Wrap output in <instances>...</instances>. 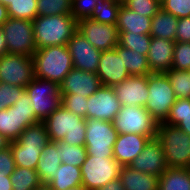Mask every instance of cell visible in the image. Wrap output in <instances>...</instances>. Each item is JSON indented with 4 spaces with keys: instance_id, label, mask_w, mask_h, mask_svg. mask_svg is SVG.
Returning a JSON list of instances; mask_svg holds the SVG:
<instances>
[{
    "instance_id": "ba28073f",
    "label": "cell",
    "mask_w": 190,
    "mask_h": 190,
    "mask_svg": "<svg viewBox=\"0 0 190 190\" xmlns=\"http://www.w3.org/2000/svg\"><path fill=\"white\" fill-rule=\"evenodd\" d=\"M113 125L118 134L134 133L155 139L159 124L145 107L126 105L121 106Z\"/></svg>"
},
{
    "instance_id": "d590c367",
    "label": "cell",
    "mask_w": 190,
    "mask_h": 190,
    "mask_svg": "<svg viewBox=\"0 0 190 190\" xmlns=\"http://www.w3.org/2000/svg\"><path fill=\"white\" fill-rule=\"evenodd\" d=\"M118 44L138 54L147 56L151 36L148 34H119Z\"/></svg>"
},
{
    "instance_id": "60d3db41",
    "label": "cell",
    "mask_w": 190,
    "mask_h": 190,
    "mask_svg": "<svg viewBox=\"0 0 190 190\" xmlns=\"http://www.w3.org/2000/svg\"><path fill=\"white\" fill-rule=\"evenodd\" d=\"M24 91V87L0 83V110L11 107L21 98Z\"/></svg>"
},
{
    "instance_id": "bcb514c9",
    "label": "cell",
    "mask_w": 190,
    "mask_h": 190,
    "mask_svg": "<svg viewBox=\"0 0 190 190\" xmlns=\"http://www.w3.org/2000/svg\"><path fill=\"white\" fill-rule=\"evenodd\" d=\"M95 190H125L124 186L119 178L111 180L109 183L104 185L101 188H97Z\"/></svg>"
},
{
    "instance_id": "d6986e66",
    "label": "cell",
    "mask_w": 190,
    "mask_h": 190,
    "mask_svg": "<svg viewBox=\"0 0 190 190\" xmlns=\"http://www.w3.org/2000/svg\"><path fill=\"white\" fill-rule=\"evenodd\" d=\"M121 106L145 107L148 102L147 76H129L120 84L113 86Z\"/></svg>"
},
{
    "instance_id": "2e32d148",
    "label": "cell",
    "mask_w": 190,
    "mask_h": 190,
    "mask_svg": "<svg viewBox=\"0 0 190 190\" xmlns=\"http://www.w3.org/2000/svg\"><path fill=\"white\" fill-rule=\"evenodd\" d=\"M67 47L74 68L97 73L102 51L92 46L78 31L69 39Z\"/></svg>"
},
{
    "instance_id": "ffe728a7",
    "label": "cell",
    "mask_w": 190,
    "mask_h": 190,
    "mask_svg": "<svg viewBox=\"0 0 190 190\" xmlns=\"http://www.w3.org/2000/svg\"><path fill=\"white\" fill-rule=\"evenodd\" d=\"M96 74L102 85L111 87L130 76L124 66L123 55H119L115 49L102 51Z\"/></svg>"
},
{
    "instance_id": "4fadbf2b",
    "label": "cell",
    "mask_w": 190,
    "mask_h": 190,
    "mask_svg": "<svg viewBox=\"0 0 190 190\" xmlns=\"http://www.w3.org/2000/svg\"><path fill=\"white\" fill-rule=\"evenodd\" d=\"M34 77L32 57L10 53L0 57V83L25 88Z\"/></svg>"
},
{
    "instance_id": "f546056e",
    "label": "cell",
    "mask_w": 190,
    "mask_h": 190,
    "mask_svg": "<svg viewBox=\"0 0 190 190\" xmlns=\"http://www.w3.org/2000/svg\"><path fill=\"white\" fill-rule=\"evenodd\" d=\"M164 123L177 125L182 131L190 135V99H176Z\"/></svg>"
},
{
    "instance_id": "ee69618b",
    "label": "cell",
    "mask_w": 190,
    "mask_h": 190,
    "mask_svg": "<svg viewBox=\"0 0 190 190\" xmlns=\"http://www.w3.org/2000/svg\"><path fill=\"white\" fill-rule=\"evenodd\" d=\"M15 167L16 165L10 146L0 150V175L11 176Z\"/></svg>"
},
{
    "instance_id": "f35d334b",
    "label": "cell",
    "mask_w": 190,
    "mask_h": 190,
    "mask_svg": "<svg viewBox=\"0 0 190 190\" xmlns=\"http://www.w3.org/2000/svg\"><path fill=\"white\" fill-rule=\"evenodd\" d=\"M172 69L190 70V43L176 42L174 46Z\"/></svg>"
},
{
    "instance_id": "4316f807",
    "label": "cell",
    "mask_w": 190,
    "mask_h": 190,
    "mask_svg": "<svg viewBox=\"0 0 190 190\" xmlns=\"http://www.w3.org/2000/svg\"><path fill=\"white\" fill-rule=\"evenodd\" d=\"M52 190H66L80 187L82 185V174L80 167L61 163L54 173V178L47 183Z\"/></svg>"
},
{
    "instance_id": "ac0fdd59",
    "label": "cell",
    "mask_w": 190,
    "mask_h": 190,
    "mask_svg": "<svg viewBox=\"0 0 190 190\" xmlns=\"http://www.w3.org/2000/svg\"><path fill=\"white\" fill-rule=\"evenodd\" d=\"M102 86L96 73L72 68L60 84L61 95L76 94L90 97Z\"/></svg>"
},
{
    "instance_id": "f5cc1de1",
    "label": "cell",
    "mask_w": 190,
    "mask_h": 190,
    "mask_svg": "<svg viewBox=\"0 0 190 190\" xmlns=\"http://www.w3.org/2000/svg\"><path fill=\"white\" fill-rule=\"evenodd\" d=\"M0 3L8 7L10 5V0H0Z\"/></svg>"
},
{
    "instance_id": "30bf717a",
    "label": "cell",
    "mask_w": 190,
    "mask_h": 190,
    "mask_svg": "<svg viewBox=\"0 0 190 190\" xmlns=\"http://www.w3.org/2000/svg\"><path fill=\"white\" fill-rule=\"evenodd\" d=\"M85 144L88 155L113 157V146L118 132L113 122L101 119H86Z\"/></svg>"
},
{
    "instance_id": "3957f363",
    "label": "cell",
    "mask_w": 190,
    "mask_h": 190,
    "mask_svg": "<svg viewBox=\"0 0 190 190\" xmlns=\"http://www.w3.org/2000/svg\"><path fill=\"white\" fill-rule=\"evenodd\" d=\"M49 141L43 122L25 128L17 140L10 142L15 165L36 170L42 150Z\"/></svg>"
},
{
    "instance_id": "8fae6325",
    "label": "cell",
    "mask_w": 190,
    "mask_h": 190,
    "mask_svg": "<svg viewBox=\"0 0 190 190\" xmlns=\"http://www.w3.org/2000/svg\"><path fill=\"white\" fill-rule=\"evenodd\" d=\"M122 165L114 157H95L87 154L81 165L82 186L86 190L101 188L119 178Z\"/></svg>"
},
{
    "instance_id": "83f0119b",
    "label": "cell",
    "mask_w": 190,
    "mask_h": 190,
    "mask_svg": "<svg viewBox=\"0 0 190 190\" xmlns=\"http://www.w3.org/2000/svg\"><path fill=\"white\" fill-rule=\"evenodd\" d=\"M158 190H190L188 168L168 167L159 177Z\"/></svg>"
},
{
    "instance_id": "816d5d0a",
    "label": "cell",
    "mask_w": 190,
    "mask_h": 190,
    "mask_svg": "<svg viewBox=\"0 0 190 190\" xmlns=\"http://www.w3.org/2000/svg\"><path fill=\"white\" fill-rule=\"evenodd\" d=\"M34 190H52V188L47 183H41Z\"/></svg>"
},
{
    "instance_id": "484cf974",
    "label": "cell",
    "mask_w": 190,
    "mask_h": 190,
    "mask_svg": "<svg viewBox=\"0 0 190 190\" xmlns=\"http://www.w3.org/2000/svg\"><path fill=\"white\" fill-rule=\"evenodd\" d=\"M178 18L160 8L151 20L150 36L176 42Z\"/></svg>"
},
{
    "instance_id": "52a82bcc",
    "label": "cell",
    "mask_w": 190,
    "mask_h": 190,
    "mask_svg": "<svg viewBox=\"0 0 190 190\" xmlns=\"http://www.w3.org/2000/svg\"><path fill=\"white\" fill-rule=\"evenodd\" d=\"M147 86L149 96L145 108L158 124L164 123L176 101L169 78L166 73H151L147 76Z\"/></svg>"
},
{
    "instance_id": "f1b7e54d",
    "label": "cell",
    "mask_w": 190,
    "mask_h": 190,
    "mask_svg": "<svg viewBox=\"0 0 190 190\" xmlns=\"http://www.w3.org/2000/svg\"><path fill=\"white\" fill-rule=\"evenodd\" d=\"M115 50L119 55H123L124 66L131 76H148L152 73L146 55L138 54L119 44Z\"/></svg>"
},
{
    "instance_id": "7bdbcfd3",
    "label": "cell",
    "mask_w": 190,
    "mask_h": 190,
    "mask_svg": "<svg viewBox=\"0 0 190 190\" xmlns=\"http://www.w3.org/2000/svg\"><path fill=\"white\" fill-rule=\"evenodd\" d=\"M98 1L105 0H74L71 4V15L77 21L90 18Z\"/></svg>"
},
{
    "instance_id": "9c48e42d",
    "label": "cell",
    "mask_w": 190,
    "mask_h": 190,
    "mask_svg": "<svg viewBox=\"0 0 190 190\" xmlns=\"http://www.w3.org/2000/svg\"><path fill=\"white\" fill-rule=\"evenodd\" d=\"M25 91L40 122L61 105L60 85L55 82L34 77L25 87Z\"/></svg>"
},
{
    "instance_id": "7402d4cb",
    "label": "cell",
    "mask_w": 190,
    "mask_h": 190,
    "mask_svg": "<svg viewBox=\"0 0 190 190\" xmlns=\"http://www.w3.org/2000/svg\"><path fill=\"white\" fill-rule=\"evenodd\" d=\"M174 41L151 37L147 61L152 73H165L172 69Z\"/></svg>"
},
{
    "instance_id": "f907efd6",
    "label": "cell",
    "mask_w": 190,
    "mask_h": 190,
    "mask_svg": "<svg viewBox=\"0 0 190 190\" xmlns=\"http://www.w3.org/2000/svg\"><path fill=\"white\" fill-rule=\"evenodd\" d=\"M10 146V140H8L5 136L0 134V150H3Z\"/></svg>"
},
{
    "instance_id": "8d00e7d4",
    "label": "cell",
    "mask_w": 190,
    "mask_h": 190,
    "mask_svg": "<svg viewBox=\"0 0 190 190\" xmlns=\"http://www.w3.org/2000/svg\"><path fill=\"white\" fill-rule=\"evenodd\" d=\"M70 0H37V16L71 15Z\"/></svg>"
},
{
    "instance_id": "e575fe53",
    "label": "cell",
    "mask_w": 190,
    "mask_h": 190,
    "mask_svg": "<svg viewBox=\"0 0 190 190\" xmlns=\"http://www.w3.org/2000/svg\"><path fill=\"white\" fill-rule=\"evenodd\" d=\"M7 9L11 18L33 21L37 17V0H10Z\"/></svg>"
},
{
    "instance_id": "db71d44e",
    "label": "cell",
    "mask_w": 190,
    "mask_h": 190,
    "mask_svg": "<svg viewBox=\"0 0 190 190\" xmlns=\"http://www.w3.org/2000/svg\"><path fill=\"white\" fill-rule=\"evenodd\" d=\"M66 190H86L84 186H80V187H75V188H70V189H66Z\"/></svg>"
},
{
    "instance_id": "277c9868",
    "label": "cell",
    "mask_w": 190,
    "mask_h": 190,
    "mask_svg": "<svg viewBox=\"0 0 190 190\" xmlns=\"http://www.w3.org/2000/svg\"><path fill=\"white\" fill-rule=\"evenodd\" d=\"M50 141H61L69 145H84L86 119L75 115L60 105L44 121Z\"/></svg>"
},
{
    "instance_id": "f6af8a7d",
    "label": "cell",
    "mask_w": 190,
    "mask_h": 190,
    "mask_svg": "<svg viewBox=\"0 0 190 190\" xmlns=\"http://www.w3.org/2000/svg\"><path fill=\"white\" fill-rule=\"evenodd\" d=\"M176 42L190 43V17L178 19Z\"/></svg>"
},
{
    "instance_id": "d4e9b609",
    "label": "cell",
    "mask_w": 190,
    "mask_h": 190,
    "mask_svg": "<svg viewBox=\"0 0 190 190\" xmlns=\"http://www.w3.org/2000/svg\"><path fill=\"white\" fill-rule=\"evenodd\" d=\"M59 151H57V142L49 141L41 153L36 171L42 183H48L54 178V173L61 165Z\"/></svg>"
},
{
    "instance_id": "74e56055",
    "label": "cell",
    "mask_w": 190,
    "mask_h": 190,
    "mask_svg": "<svg viewBox=\"0 0 190 190\" xmlns=\"http://www.w3.org/2000/svg\"><path fill=\"white\" fill-rule=\"evenodd\" d=\"M122 3L136 14L150 18H153L161 8L159 0H124Z\"/></svg>"
},
{
    "instance_id": "1f68e13d",
    "label": "cell",
    "mask_w": 190,
    "mask_h": 190,
    "mask_svg": "<svg viewBox=\"0 0 190 190\" xmlns=\"http://www.w3.org/2000/svg\"><path fill=\"white\" fill-rule=\"evenodd\" d=\"M121 5L120 0L98 1L90 18L103 24L116 25Z\"/></svg>"
},
{
    "instance_id": "ab89813d",
    "label": "cell",
    "mask_w": 190,
    "mask_h": 190,
    "mask_svg": "<svg viewBox=\"0 0 190 190\" xmlns=\"http://www.w3.org/2000/svg\"><path fill=\"white\" fill-rule=\"evenodd\" d=\"M87 98L76 94L61 95V105L75 115L86 119L88 108Z\"/></svg>"
},
{
    "instance_id": "836d02e7",
    "label": "cell",
    "mask_w": 190,
    "mask_h": 190,
    "mask_svg": "<svg viewBox=\"0 0 190 190\" xmlns=\"http://www.w3.org/2000/svg\"><path fill=\"white\" fill-rule=\"evenodd\" d=\"M165 73L169 78L176 99H190V72L170 69Z\"/></svg>"
},
{
    "instance_id": "44dd1931",
    "label": "cell",
    "mask_w": 190,
    "mask_h": 190,
    "mask_svg": "<svg viewBox=\"0 0 190 190\" xmlns=\"http://www.w3.org/2000/svg\"><path fill=\"white\" fill-rule=\"evenodd\" d=\"M150 140L147 136L134 133L118 134L113 146V157L122 166H129Z\"/></svg>"
},
{
    "instance_id": "4dcf8cb0",
    "label": "cell",
    "mask_w": 190,
    "mask_h": 190,
    "mask_svg": "<svg viewBox=\"0 0 190 190\" xmlns=\"http://www.w3.org/2000/svg\"><path fill=\"white\" fill-rule=\"evenodd\" d=\"M10 181L12 190H34L42 183L35 169L18 166L11 174Z\"/></svg>"
},
{
    "instance_id": "e0dca14e",
    "label": "cell",
    "mask_w": 190,
    "mask_h": 190,
    "mask_svg": "<svg viewBox=\"0 0 190 190\" xmlns=\"http://www.w3.org/2000/svg\"><path fill=\"white\" fill-rule=\"evenodd\" d=\"M133 170L160 177L168 166L162 144L157 138L151 139L142 152L130 163Z\"/></svg>"
},
{
    "instance_id": "d6a6232c",
    "label": "cell",
    "mask_w": 190,
    "mask_h": 190,
    "mask_svg": "<svg viewBox=\"0 0 190 190\" xmlns=\"http://www.w3.org/2000/svg\"><path fill=\"white\" fill-rule=\"evenodd\" d=\"M57 151H59V158L62 163L71 164L75 167H81L87 157L84 145H69L68 143L57 141Z\"/></svg>"
},
{
    "instance_id": "7a4b0ae2",
    "label": "cell",
    "mask_w": 190,
    "mask_h": 190,
    "mask_svg": "<svg viewBox=\"0 0 190 190\" xmlns=\"http://www.w3.org/2000/svg\"><path fill=\"white\" fill-rule=\"evenodd\" d=\"M32 58L34 60V76L59 85L73 68L72 57L67 45L36 49Z\"/></svg>"
},
{
    "instance_id": "6da1fadb",
    "label": "cell",
    "mask_w": 190,
    "mask_h": 190,
    "mask_svg": "<svg viewBox=\"0 0 190 190\" xmlns=\"http://www.w3.org/2000/svg\"><path fill=\"white\" fill-rule=\"evenodd\" d=\"M32 22L36 49L67 45L78 31V21L72 15L37 16Z\"/></svg>"
},
{
    "instance_id": "b9f144b4",
    "label": "cell",
    "mask_w": 190,
    "mask_h": 190,
    "mask_svg": "<svg viewBox=\"0 0 190 190\" xmlns=\"http://www.w3.org/2000/svg\"><path fill=\"white\" fill-rule=\"evenodd\" d=\"M160 5L178 19L190 17V0H162Z\"/></svg>"
},
{
    "instance_id": "cb8c5ba5",
    "label": "cell",
    "mask_w": 190,
    "mask_h": 190,
    "mask_svg": "<svg viewBox=\"0 0 190 190\" xmlns=\"http://www.w3.org/2000/svg\"><path fill=\"white\" fill-rule=\"evenodd\" d=\"M125 190H158L159 177L122 166L119 173Z\"/></svg>"
},
{
    "instance_id": "5bb4252c",
    "label": "cell",
    "mask_w": 190,
    "mask_h": 190,
    "mask_svg": "<svg viewBox=\"0 0 190 190\" xmlns=\"http://www.w3.org/2000/svg\"><path fill=\"white\" fill-rule=\"evenodd\" d=\"M78 32L100 51L113 50L118 45L119 33L116 25L103 24L86 18L78 21Z\"/></svg>"
},
{
    "instance_id": "7c38bea8",
    "label": "cell",
    "mask_w": 190,
    "mask_h": 190,
    "mask_svg": "<svg viewBox=\"0 0 190 190\" xmlns=\"http://www.w3.org/2000/svg\"><path fill=\"white\" fill-rule=\"evenodd\" d=\"M8 53L32 57L36 51L34 27L31 20L9 17L1 26Z\"/></svg>"
},
{
    "instance_id": "5b68a950",
    "label": "cell",
    "mask_w": 190,
    "mask_h": 190,
    "mask_svg": "<svg viewBox=\"0 0 190 190\" xmlns=\"http://www.w3.org/2000/svg\"><path fill=\"white\" fill-rule=\"evenodd\" d=\"M156 138L163 146L168 167H190V135L177 125L160 123Z\"/></svg>"
},
{
    "instance_id": "681fc988",
    "label": "cell",
    "mask_w": 190,
    "mask_h": 190,
    "mask_svg": "<svg viewBox=\"0 0 190 190\" xmlns=\"http://www.w3.org/2000/svg\"><path fill=\"white\" fill-rule=\"evenodd\" d=\"M9 18L8 9L0 3V27Z\"/></svg>"
},
{
    "instance_id": "8992f818",
    "label": "cell",
    "mask_w": 190,
    "mask_h": 190,
    "mask_svg": "<svg viewBox=\"0 0 190 190\" xmlns=\"http://www.w3.org/2000/svg\"><path fill=\"white\" fill-rule=\"evenodd\" d=\"M30 104L29 96L24 91L11 107L0 110V134L10 142L17 140L25 128L40 122Z\"/></svg>"
},
{
    "instance_id": "603a6c76",
    "label": "cell",
    "mask_w": 190,
    "mask_h": 190,
    "mask_svg": "<svg viewBox=\"0 0 190 190\" xmlns=\"http://www.w3.org/2000/svg\"><path fill=\"white\" fill-rule=\"evenodd\" d=\"M152 18L136 14L123 3L118 11L117 29L119 34H148L150 35Z\"/></svg>"
},
{
    "instance_id": "7dc6e473",
    "label": "cell",
    "mask_w": 190,
    "mask_h": 190,
    "mask_svg": "<svg viewBox=\"0 0 190 190\" xmlns=\"http://www.w3.org/2000/svg\"><path fill=\"white\" fill-rule=\"evenodd\" d=\"M10 176L0 175V190H12Z\"/></svg>"
},
{
    "instance_id": "9a60e30c",
    "label": "cell",
    "mask_w": 190,
    "mask_h": 190,
    "mask_svg": "<svg viewBox=\"0 0 190 190\" xmlns=\"http://www.w3.org/2000/svg\"><path fill=\"white\" fill-rule=\"evenodd\" d=\"M86 119H101L113 122L121 109V104L113 87L102 85L94 94L87 98Z\"/></svg>"
},
{
    "instance_id": "c3c4849f",
    "label": "cell",
    "mask_w": 190,
    "mask_h": 190,
    "mask_svg": "<svg viewBox=\"0 0 190 190\" xmlns=\"http://www.w3.org/2000/svg\"><path fill=\"white\" fill-rule=\"evenodd\" d=\"M6 54H8V48L6 45L5 37L3 35V30L0 27V57Z\"/></svg>"
}]
</instances>
